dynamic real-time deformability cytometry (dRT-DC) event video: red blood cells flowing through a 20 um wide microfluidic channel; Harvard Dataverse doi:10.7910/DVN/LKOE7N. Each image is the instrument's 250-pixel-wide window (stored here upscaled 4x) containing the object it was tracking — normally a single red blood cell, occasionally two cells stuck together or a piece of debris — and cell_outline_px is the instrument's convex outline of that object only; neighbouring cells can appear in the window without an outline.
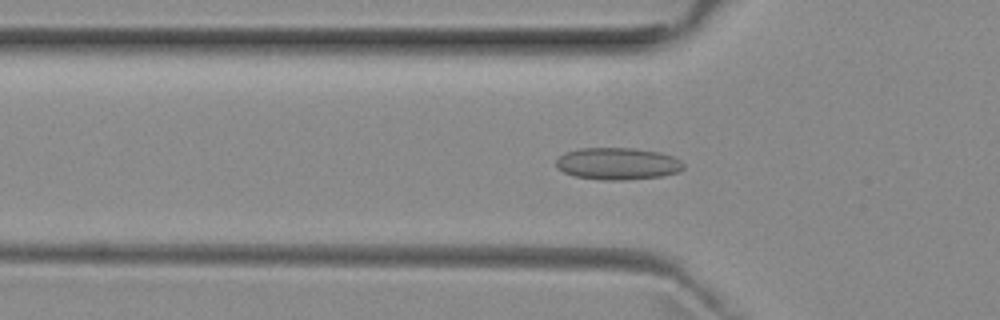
{"species": "common noctule bat (a hibernating species)", "species_latin": "Nyctalus noctula", "temperature_condition": "room temperature", "stored_images_in_passage": 47, "camera_frame_rate_fps": 3000, "um_per_image_px": 0.085, "animal": {"sex": "female", "body_mass_g": 29.2, "forearm_length_mm": 56.3}, "frame": {"image": 1, "passage_image": 12, "time_ms": 3.667, "image_size_px": [1000, 320], "cell_outline_px": [[684, 168], [680, 172], [660, 176], [624, 180], [604, 180], [576, 176], [564, 172], [556, 168], [556, 160], [564, 152], [580, 148], [636, 148], [660, 152], [672, 156], [680, 160], [684, 164]], "centroid_in_image_um": [52.5, 13.9], "position_along_channel_um": 73.3, "area_um2": 23.87}}
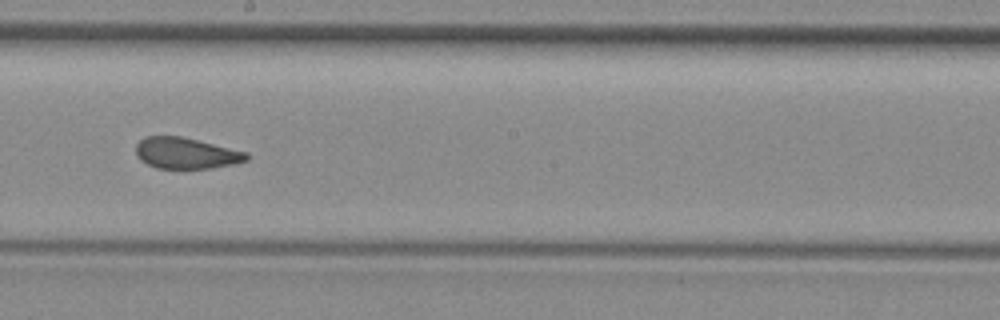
{"frame": {"image": 2, "passage_image": 24, "time_ms": 7.667, "image_size_px": [1000, 320], "cell_outline_px": [[252, 156], [248, 160], [236, 164], [208, 168], [156, 168], [140, 160], [136, 156], [136, 144], [144, 136], [180, 136], [248, 152]], "centroid_in_image_um": [15.83, 13.02], "position_along_channel_um": 232.4, "area_um2": 20.17}}
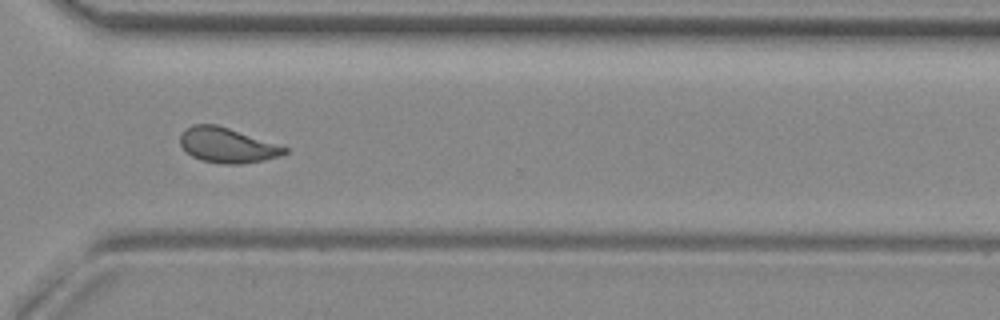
{"frame": {"image": 3, "passage_image": 33, "time_ms": 10.667, "image_size_px": [1000, 320], "cell_outline_px": [[288, 152], [280, 156], [264, 160], [240, 164], [220, 164], [200, 160], [192, 156], [180, 144], [180, 136], [192, 124], [216, 124], [288, 148]], "centroid_in_image_um": [19.31, 12.36], "position_along_channel_um": 351.3, "area_um2": 20.98}, "authors_computed_cell_mechanics": {"area_um2": 21.1548, "velocity_mm_per_s": 3.9687, "shape_relaxation_time_tau1_ms": null, "shape_relaxation_time_tau2_ms": 1.0485, "deformation_change_tau1": null, "deformation_change_tau2": 0.074}}